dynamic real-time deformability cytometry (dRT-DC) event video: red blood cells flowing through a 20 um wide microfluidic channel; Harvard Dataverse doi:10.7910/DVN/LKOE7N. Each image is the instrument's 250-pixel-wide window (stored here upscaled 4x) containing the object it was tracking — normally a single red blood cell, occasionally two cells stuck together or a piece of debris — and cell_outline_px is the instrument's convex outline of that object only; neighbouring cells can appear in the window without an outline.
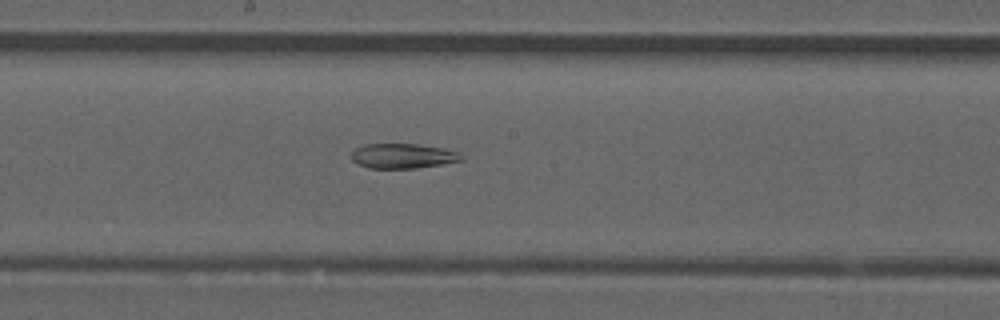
{"species": "common noctule bat (a hibernating species)", "species_latin": "Nyctalus noctula", "temperature_condition": "room temperature", "stored_images_in_passage": 50, "segment_of_instrument_passage": [2, 2], "camera_frame_rate_fps": 3000, "um_per_image_px": 0.085, "animal": {"sex": "male", "forearm_length_mm": 52.5}, "frame": {"image": 1, "passage_image": 27, "time_ms": 8.667, "image_size_px": [1000, 320], "cell_outline_px": [[464, 160], [416, 168], [368, 168], [352, 160], [352, 152], [356, 148], [364, 144], [420, 144], [444, 148], [456, 152], [464, 156]], "centroid_in_image_um": [34.26, 13.25], "position_along_channel_um": 213.9, "area_um2": 15.84}}
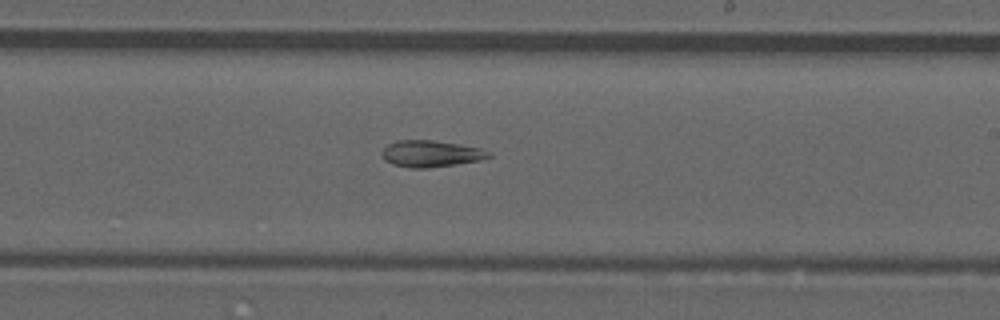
{"frame": {"image": 2, "passage_image": 30, "time_ms": 9.667, "image_size_px": [1000, 320], "cell_outline_px": [[492, 156], [480, 160], [456, 164], [428, 168], [408, 168], [392, 164], [384, 160], [380, 152], [388, 144], [396, 140], [432, 140], [480, 148], [492, 152]], "centroid_in_image_um": [36.59, 13.07], "position_along_channel_um": 252.4, "area_um2": 16.59}}
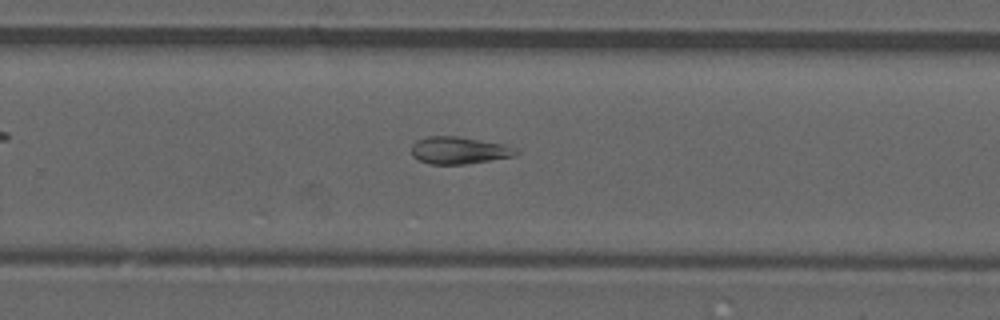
{"frame": {"image": 3, "passage_image": 33, "time_ms": 10.667, "image_size_px": [1000, 320], "cell_outline_px": [[520, 152], [516, 156], [492, 160], [464, 164], [432, 164], [420, 160], [412, 156], [412, 144], [416, 140], [428, 136], [456, 136], [480, 140], [500, 144], [516, 148]], "centroid_in_image_um": [39.02, 12.78], "position_along_channel_um": 290.8, "area_um2": 16.47}}